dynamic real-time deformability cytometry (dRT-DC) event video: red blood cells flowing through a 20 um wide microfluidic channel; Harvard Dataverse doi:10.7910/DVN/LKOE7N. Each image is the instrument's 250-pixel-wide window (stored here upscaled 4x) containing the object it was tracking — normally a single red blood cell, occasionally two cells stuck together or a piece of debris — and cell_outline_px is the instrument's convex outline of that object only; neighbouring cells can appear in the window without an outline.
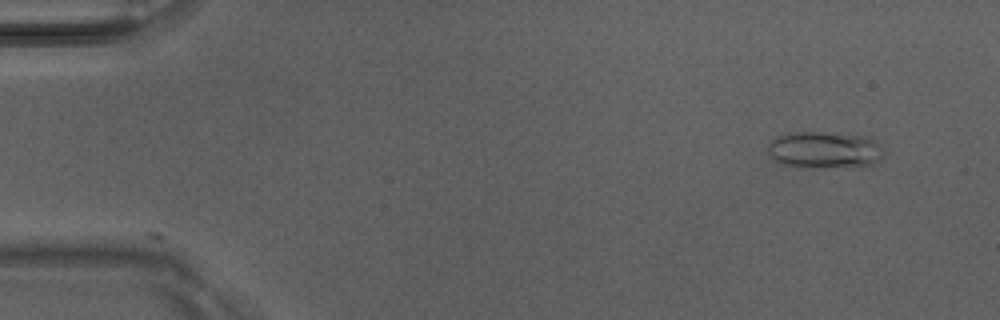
{"species": "Egyptian fruit bat (a non-hibernating species)", "species_latin": "Rousettus aegyptiacus", "temperature_condition": "room temperature", "stored_images_in_passage": 5, "camera_frame_rate_fps": 3000, "um_per_image_px": 0.085, "animal": {"sex": "male"}, "frame": {"image": 1, "passage_image": 2, "time_ms": 0.333, "image_size_px": [1000, 320], "cell_outline_px": [[884, 152], [876, 164], [816, 168], [812, 168], [780, 164], [768, 152], [768, 144], [772, 140], [780, 136], [796, 132], [836, 132], [860, 136], [876, 140]], "centroid_in_image_um": [70.09, 12.74], "position_along_channel_um": 14.9, "area_um2": 24.68}}